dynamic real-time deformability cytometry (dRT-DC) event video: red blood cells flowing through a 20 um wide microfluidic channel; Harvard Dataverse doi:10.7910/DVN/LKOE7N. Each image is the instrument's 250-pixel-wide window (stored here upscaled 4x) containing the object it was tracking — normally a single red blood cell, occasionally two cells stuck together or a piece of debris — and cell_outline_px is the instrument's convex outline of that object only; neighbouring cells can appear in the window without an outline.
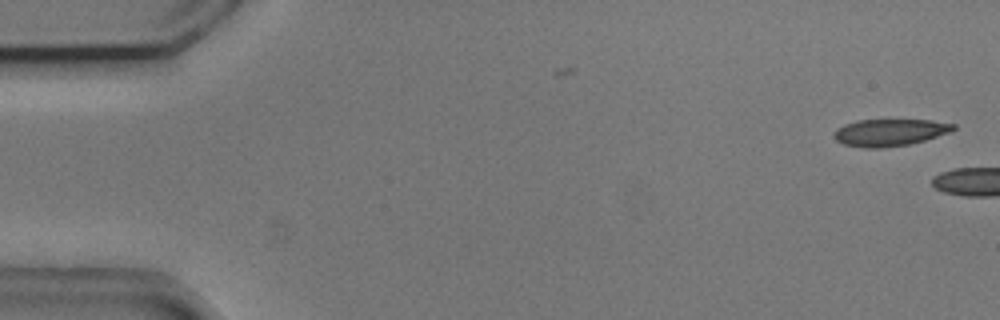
{"species": "common noctule bat (a hibernating species)", "species_latin": "Nyctalus noctula", "temperature_condition": "cold", "stored_images_in_passage": 4, "camera_frame_rate_fps": 3000, "um_per_image_px": 0.085, "animal": {"sex": "male", "body_mass_g": 20.5, "forearm_length_mm": 52.5}, "frame": {"image": 1, "passage_image": 1, "time_ms": 0.0, "image_size_px": [1000, 320], "cell_outline_px": [[956, 128], [952, 132], [924, 140], [908, 144], [880, 148], [864, 148], [844, 144], [836, 140], [832, 136], [832, 132], [836, 128], [844, 124], [856, 120], [932, 120], [956, 124]], "centroid_in_image_um": [75.61, 11.25], "position_along_channel_um": 9.4, "area_um2": 18.96}}